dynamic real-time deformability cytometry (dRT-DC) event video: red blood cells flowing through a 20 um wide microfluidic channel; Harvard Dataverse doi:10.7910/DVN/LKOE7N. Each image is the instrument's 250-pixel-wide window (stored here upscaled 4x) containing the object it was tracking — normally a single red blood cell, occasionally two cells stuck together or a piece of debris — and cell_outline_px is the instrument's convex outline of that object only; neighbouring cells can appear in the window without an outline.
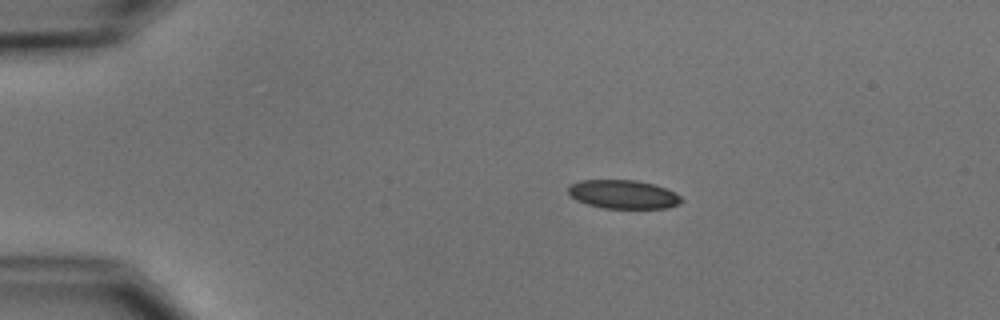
{"species": "common noctule bat (a hibernating species)", "species_latin": "Nyctalus noctula", "temperature_condition": "cold", "stored_images_in_passage": 44, "camera_frame_rate_fps": 3000, "um_per_image_px": 0.085, "animal": {"sex": "male", "body_mass_g": 15.6}, "frame": {"image": 1, "passage_image": 1, "time_ms": 0.0, "image_size_px": [1000, 320], "cell_outline_px": [[684, 200], [680, 204], [668, 208], [604, 208], [588, 204], [576, 200], [568, 192], [568, 184], [580, 180], [636, 180], [652, 184], [676, 192]], "centroid_in_image_um": [52.98, 16.52], "position_along_channel_um": 32.0, "area_um2": 18.96}}
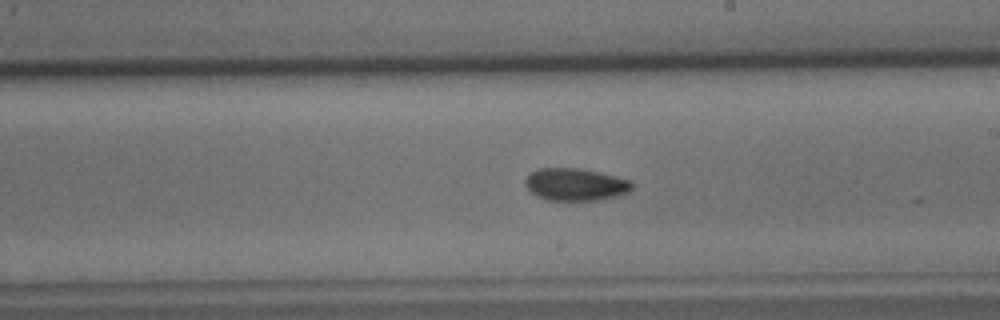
{"frame": {"image": 2, "passage_image": 22, "time_ms": 7.0, "image_size_px": [1000, 320], "cell_outline_px": [[632, 188], [628, 192], [616, 196], [600, 200], [544, 200], [536, 196], [524, 184], [524, 180], [536, 168], [576, 168], [616, 176], [632, 180]], "centroid_in_image_um": [48.9, 15.68], "position_along_channel_um": 240.1, "area_um2": 20.11}}
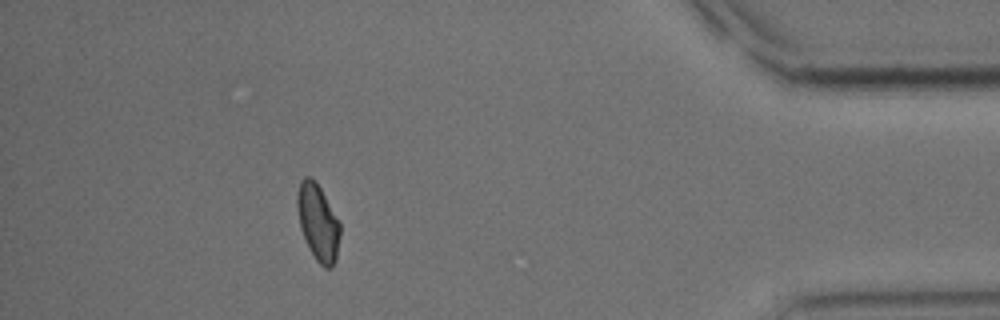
{"frame": {"image": 3, "passage_image": 39, "time_ms": 12.667, "image_size_px": [1000, 320], "cell_outline_px": [[340, 236], [336, 260], [332, 268], [324, 268], [316, 260], [300, 228], [296, 204], [296, 196], [300, 180], [304, 176], [312, 176], [316, 180], [340, 224]], "centroid_in_image_um": [27.02, 18.87], "position_along_channel_um": 408.2, "area_um2": 19.07}, "authors_computed_cell_mechanics": {"area_um2": 19.6231, "velocity_mm_per_s": 3.7615, "shape_relaxation_time_tau1_ms": 4.8165, "shape_relaxation_time_tau2_ms": 3.7828, "deformation_change_tau1": 0.1031, "deformation_change_tau2": 0.0819}}